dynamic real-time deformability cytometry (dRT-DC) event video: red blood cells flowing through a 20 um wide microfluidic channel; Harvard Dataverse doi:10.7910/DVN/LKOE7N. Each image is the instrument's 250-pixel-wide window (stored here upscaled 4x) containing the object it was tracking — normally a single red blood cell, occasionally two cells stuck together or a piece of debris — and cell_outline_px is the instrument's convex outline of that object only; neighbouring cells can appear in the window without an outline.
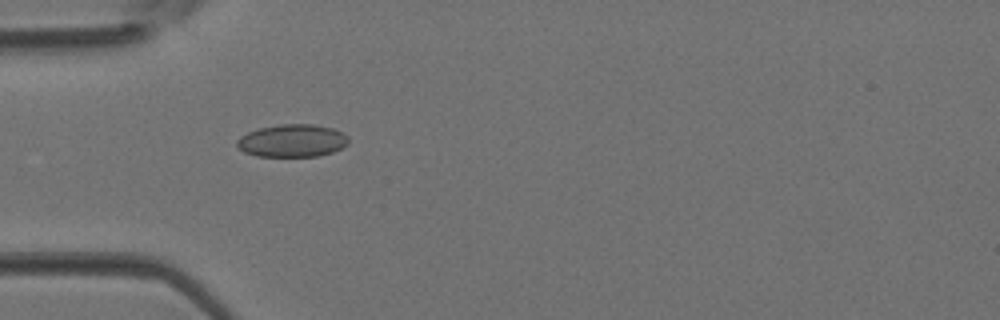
{"species": "Egyptian fruit bat (a non-hibernating species)", "species_latin": "Rousettus aegyptiacus", "temperature_condition": "room temperature", "stored_images_in_passage": 3, "camera_frame_rate_fps": 3000, "um_per_image_px": 0.085, "animal": {"sex": "female"}, "frame": {"image": 1, "passage_image": 3, "time_ms": 0.667, "image_size_px": [1000, 320], "cell_outline_px": [[348, 144], [332, 152], [316, 156], [256, 156], [244, 152], [236, 144], [236, 140], [240, 136], [248, 132], [260, 128], [280, 124], [312, 124], [332, 128], [348, 136]], "centroid_in_image_um": [24.82, 11.96], "position_along_channel_um": 60.2, "area_um2": 21.1}}